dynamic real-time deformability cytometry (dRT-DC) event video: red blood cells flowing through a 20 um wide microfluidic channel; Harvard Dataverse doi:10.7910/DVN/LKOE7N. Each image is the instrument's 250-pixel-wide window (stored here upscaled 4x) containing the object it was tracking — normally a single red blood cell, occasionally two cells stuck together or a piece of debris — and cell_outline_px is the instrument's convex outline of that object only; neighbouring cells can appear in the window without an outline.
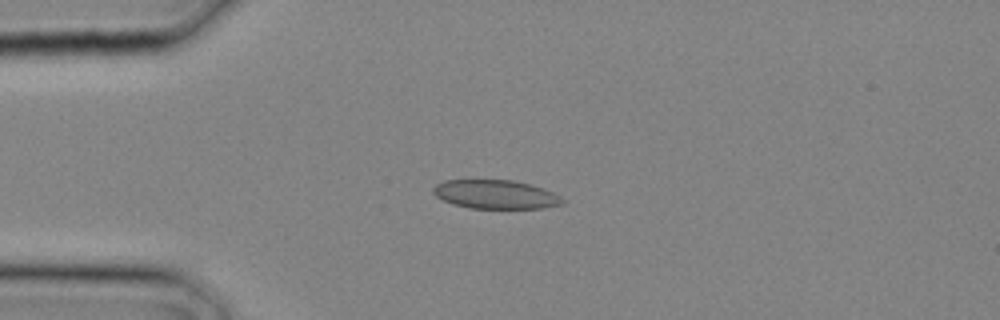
{"species": "common noctule bat (a hibernating species)", "species_latin": "Nyctalus noctula", "temperature_condition": "cold", "stored_images_in_passage": 1, "camera_frame_rate_fps": 3000, "um_per_image_px": 0.085, "animal": {"sex": "male", "body_mass_g": 20.4}, "frame": {"image": 1, "passage_image": 1, "time_ms": 0.0, "image_size_px": [1000, 320], "cell_outline_px": [[564, 204], [544, 208], [468, 208], [452, 204], [436, 196], [432, 192], [432, 188], [436, 184], [444, 180], [512, 180], [544, 188], [560, 196], [564, 200]], "centroid_in_image_um": [42.12, 16.52], "position_along_channel_um": 42.9, "area_um2": 21.73}}